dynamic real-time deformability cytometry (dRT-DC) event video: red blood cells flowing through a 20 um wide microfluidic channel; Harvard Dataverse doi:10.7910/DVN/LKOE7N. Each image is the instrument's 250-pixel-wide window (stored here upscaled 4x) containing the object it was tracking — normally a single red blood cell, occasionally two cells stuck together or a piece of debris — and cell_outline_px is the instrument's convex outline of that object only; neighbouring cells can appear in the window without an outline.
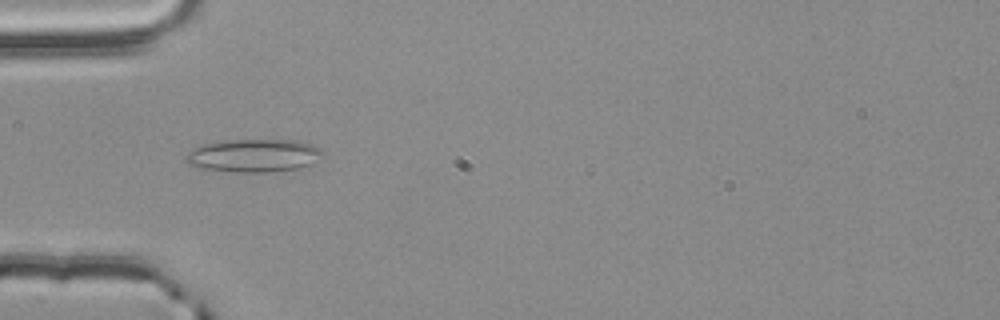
{"species": "common noctule bat (a hibernating species)", "species_latin": "Nyctalus noctula", "temperature_condition": "room temperature", "stored_images_in_passage": 54, "camera_frame_rate_fps": 3000, "um_per_image_px": 0.085, "animal": {"sex": "male", "body_mass_g": 20.4}, "frame": {"image": 1, "passage_image": 17, "time_ms": 5.333, "image_size_px": [1000, 320], "cell_outline_px": [[324, 152], [308, 164], [296, 168], [268, 172], [236, 172], [204, 168], [188, 164], [184, 156], [192, 148], [204, 144], [228, 140], [292, 140], [312, 144], [320, 148]], "centroid_in_image_um": [21.51, 13.21], "position_along_channel_um": 63.5, "area_um2": 25.84}}
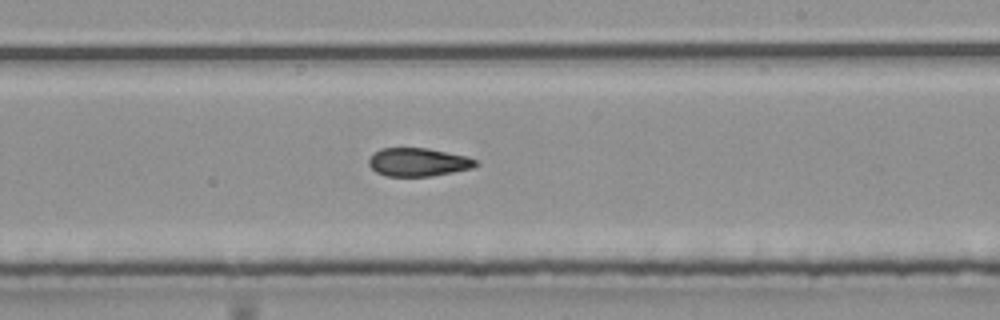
{"frame": {"image": 2, "passage_image": 32, "time_ms": 10.333, "image_size_px": [1000, 320], "cell_outline_px": [[480, 164], [472, 168], [432, 176], [384, 176], [376, 172], [368, 164], [368, 160], [380, 148], [428, 148], [468, 156], [480, 160]], "centroid_in_image_um": [35.6, 13.78], "position_along_channel_um": 253.4, "area_um2": 17.8}}
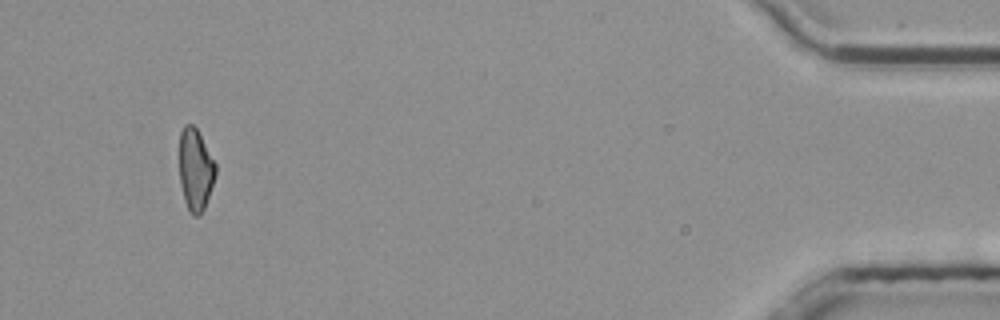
{"frame": {"image": 3, "passage_image": 51, "time_ms": 16.667, "image_size_px": [1000, 320], "cell_outline_px": [[216, 172], [204, 208], [196, 216], [192, 216], [188, 212], [184, 200], [180, 184], [180, 132], [184, 124], [192, 124], [196, 128], [216, 164]], "centroid_in_image_um": [16.59, 14.42], "position_along_channel_um": 418.6, "area_um2": 17.05}, "authors_computed_cell_mechanics": {"area_um2": 18.5538, "velocity_mm_per_s": 3.8399, "shape_relaxation_time_tau1_ms": null, "shape_relaxation_time_tau2_ms": 2.7881, "deformation_change_tau1": null, "deformation_change_tau2": 0.1036}}